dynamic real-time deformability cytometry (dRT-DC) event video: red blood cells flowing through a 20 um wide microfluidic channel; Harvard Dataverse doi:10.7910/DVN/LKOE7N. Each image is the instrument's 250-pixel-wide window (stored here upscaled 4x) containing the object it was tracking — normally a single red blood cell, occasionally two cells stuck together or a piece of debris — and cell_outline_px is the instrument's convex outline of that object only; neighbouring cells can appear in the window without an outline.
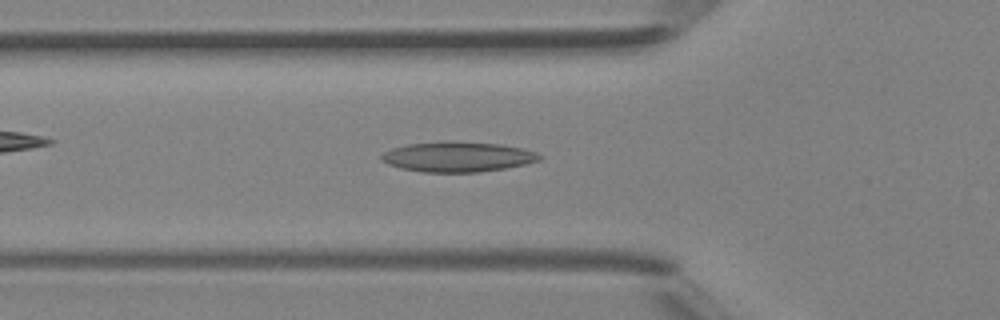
{"species": "Egyptian fruit bat (a non-hibernating species)", "species_latin": "Rousettus aegyptiacus", "temperature_condition": "room temperature", "stored_images_in_passage": 26, "camera_frame_rate_fps": 3000, "um_per_image_px": 0.085, "animal": {"sex": "female"}, "frame": {"image": 1, "passage_image": 3, "time_ms": 0.667, "image_size_px": [1000, 320], "cell_outline_px": [[544, 156], [540, 160], [524, 164], [504, 168], [480, 172], [424, 172], [400, 168], [388, 164], [380, 160], [380, 156], [384, 152], [392, 148], [408, 144], [444, 140], [448, 140], [500, 144], [520, 148], [536, 152]], "centroid_in_image_um": [38.88, 13.31], "position_along_channel_um": 86.9, "area_um2": 27.92}}
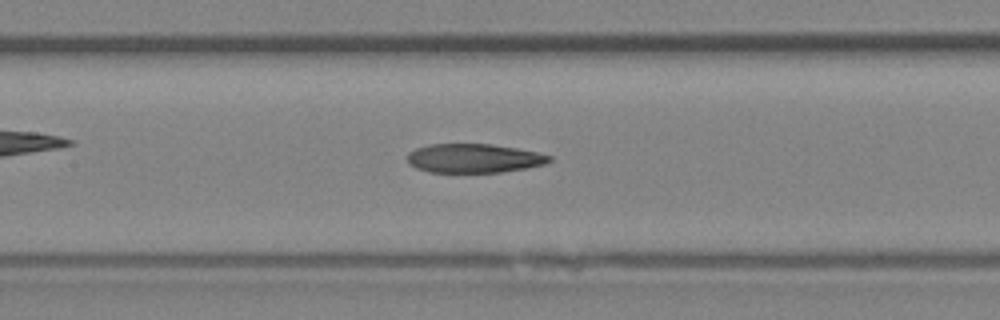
{"frame": {"image": 2, "passage_image": 8, "time_ms": 2.333, "image_size_px": [1000, 320], "cell_outline_px": [[552, 160], [544, 164], [528, 168], [500, 172], [432, 172], [416, 168], [408, 164], [404, 156], [408, 152], [416, 148], [428, 144], [492, 144], [516, 148], [536, 152], [552, 156]], "centroid_in_image_um": [40.23, 13.45], "position_along_channel_um": 167.2, "area_um2": 24.16}}
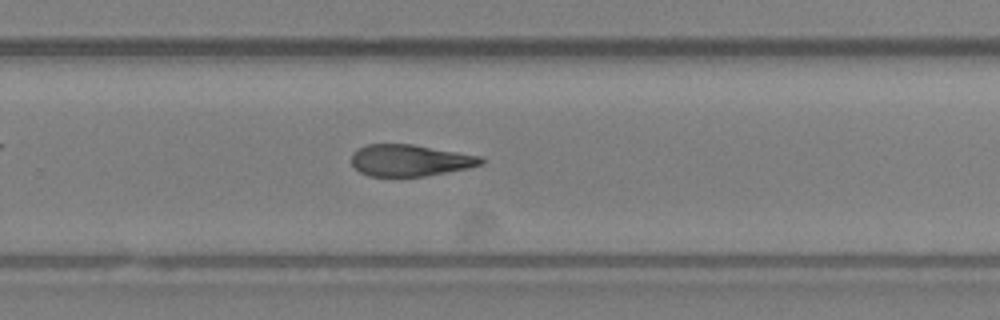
{"frame": {"image": 3, "passage_image": 16, "time_ms": 5.0, "image_size_px": [1000, 320], "cell_outline_px": [[484, 164], [468, 168], [424, 176], [368, 176], [360, 172], [352, 164], [352, 152], [356, 148], [364, 144], [412, 144], [480, 156], [484, 160]], "centroid_in_image_um": [34.81, 13.62], "position_along_channel_um": 295.0, "area_um2": 23.87}}